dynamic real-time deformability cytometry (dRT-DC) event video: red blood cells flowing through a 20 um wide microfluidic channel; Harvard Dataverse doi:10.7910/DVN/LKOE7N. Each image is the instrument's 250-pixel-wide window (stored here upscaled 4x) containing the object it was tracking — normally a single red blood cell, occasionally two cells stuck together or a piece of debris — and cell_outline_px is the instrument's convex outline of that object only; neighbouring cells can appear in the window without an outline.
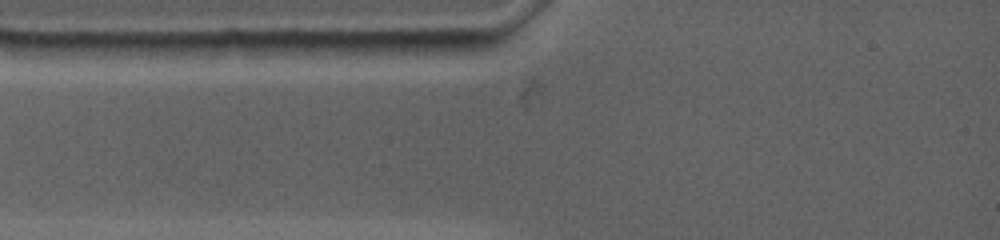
{"species": "common noctule bat (a hibernating species)", "species_latin": "Nyctalus noctula", "temperature_condition": "warm", "stored_images_in_passage": 1, "camera_frame_rate_fps": 4500, "um_per_image_px": 0.085, "animal": {"sex": "female", "body_mass_g": 19.0, "forearm_length_mm": 53.3}, "frame": {"image": 1, "passage_image": 1, "time_ms": 0.0, "image_size_px": [1000, 240], "cell_outline_px": [[132, 44], [120, 56], [112, 60], [64, 60], [48, 52], [36, 44], [76, 40], [92, 40]], "centroid_in_image_um": [7.28, 4.23], "position_along_channel_um": 77.7, "area_um2": 10.23}}